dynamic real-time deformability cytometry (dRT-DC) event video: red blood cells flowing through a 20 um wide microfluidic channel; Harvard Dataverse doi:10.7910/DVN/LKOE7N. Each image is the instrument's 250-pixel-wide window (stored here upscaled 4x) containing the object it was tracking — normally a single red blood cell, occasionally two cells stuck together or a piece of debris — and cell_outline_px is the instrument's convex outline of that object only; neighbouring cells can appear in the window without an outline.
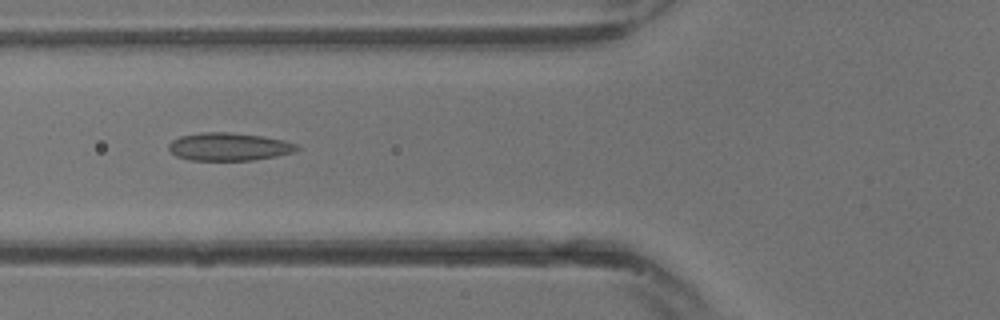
{"species": "common noctule bat (a hibernating species)", "species_latin": "Nyctalus noctula", "temperature_condition": "warm", "stored_images_in_passage": 12, "camera_frame_rate_fps": 3000, "um_per_image_px": 0.085, "animal": {"sex": "male", "body_mass_g": 13.3}, "frame": {"image": 1, "passage_image": 7, "time_ms": 2.0, "image_size_px": [1000, 320], "cell_outline_px": [[300, 148], [296, 152], [276, 156], [252, 160], [188, 160], [176, 156], [168, 148], [168, 144], [172, 140], [180, 136], [200, 132], [232, 132], [264, 136], [284, 140], [300, 144]], "centroid_in_image_um": [19.5, 12.46], "position_along_channel_um": 106.3, "area_um2": 21.15}}
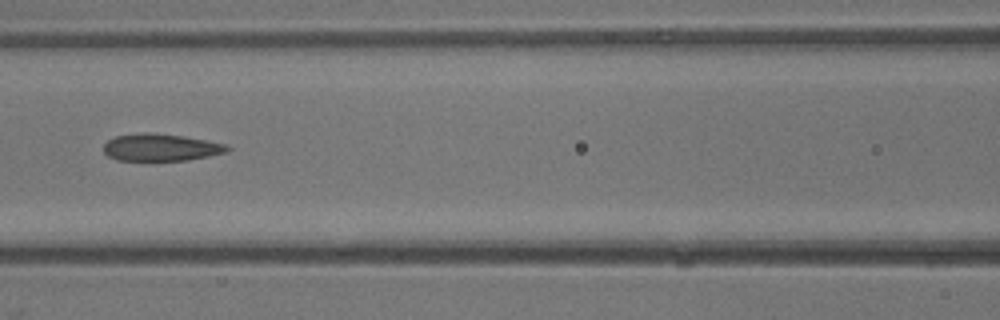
{"frame": {"image": 2, "passage_image": 9, "time_ms": 2.667, "image_size_px": [1000, 320], "cell_outline_px": [[232, 148], [228, 152], [188, 160], [116, 160], [108, 156], [104, 152], [104, 144], [108, 140], [116, 136], [144, 132], [148, 132], [184, 136], [228, 144]], "centroid_in_image_um": [13.71, 12.52], "position_along_channel_um": 152.9, "area_um2": 19.65}}
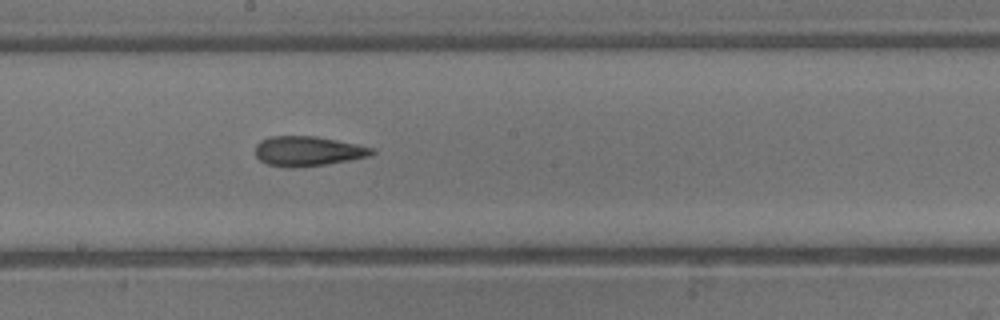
{"frame": {"image": 3, "passage_image": 12, "time_ms": 3.667, "image_size_px": [1000, 320], "cell_outline_px": [[376, 152], [368, 156], [348, 160], [324, 164], [292, 168], [268, 164], [260, 160], [256, 156], [256, 144], [260, 140], [272, 136], [316, 136], [356, 144], [372, 148]], "centroid_in_image_um": [26.13, 12.84], "position_along_channel_um": 222.1, "area_um2": 19.94}}